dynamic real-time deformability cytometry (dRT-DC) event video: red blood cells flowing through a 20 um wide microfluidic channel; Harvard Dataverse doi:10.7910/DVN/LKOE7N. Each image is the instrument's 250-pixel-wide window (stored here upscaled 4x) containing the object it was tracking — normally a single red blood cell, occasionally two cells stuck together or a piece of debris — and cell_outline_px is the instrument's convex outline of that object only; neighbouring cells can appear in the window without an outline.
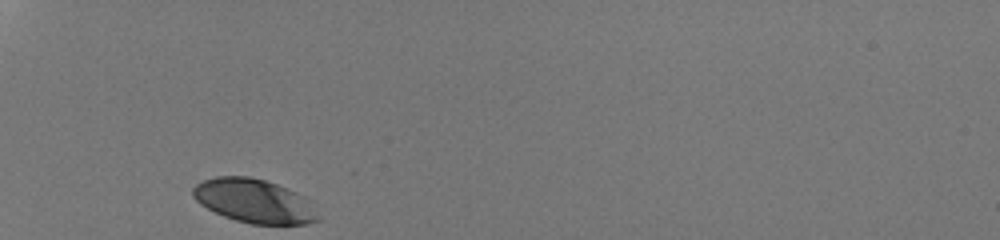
{"species": "human", "species_latin": "Homo sapiens", "temperature_condition": "room temperature", "stored_images_in_passage": 27, "camera_frame_rate_fps": 3000, "um_per_image_px": 0.085, "donor": {"sex": "male"}, "frame": {"image": 1, "passage_image": 1, "time_ms": 0.0, "image_size_px": [1000, 240], "cell_outline_px": [[320, 220], [308, 224], [252, 224], [236, 220], [224, 216], [200, 204], [192, 196], [192, 188], [196, 184], [204, 180], [216, 176], [248, 176], [264, 180], [276, 184], [296, 192], [304, 196], [308, 200]], "centroid_in_image_um": [21.58, 17.08], "position_along_channel_um": 63.4, "area_um2": 31.73}}
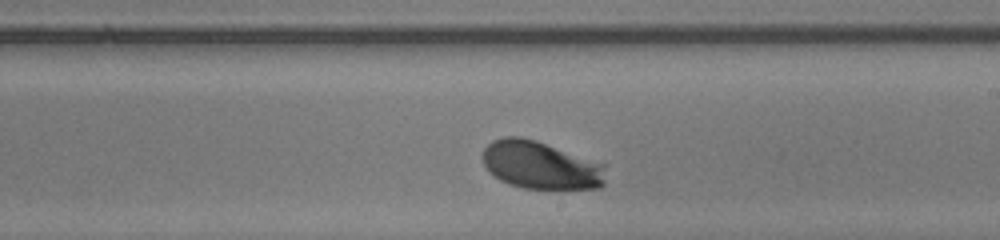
{"frame": {"image": 2, "passage_image": 16, "time_ms": 5.0, "image_size_px": [1000, 240], "cell_outline_px": [[608, 164], [604, 184], [600, 188], [524, 188], [508, 184], [500, 180], [488, 172], [484, 164], [484, 148], [492, 140], [504, 136], [520, 136], [536, 140]], "centroid_in_image_um": [46.0, 14.03], "position_along_channel_um": 243.0, "area_um2": 34.74}}
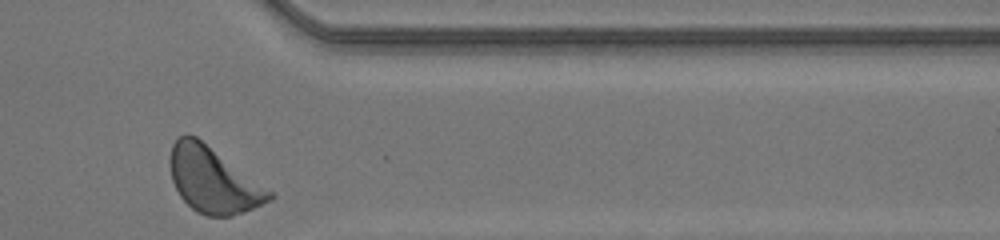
{"frame": {"image": 3, "passage_image": 27, "time_ms": 8.667, "image_size_px": [1000, 240], "cell_outline_px": [[276, 196], [272, 200], [232, 216], [204, 216], [196, 212], [180, 196], [172, 180], [168, 160], [172, 144], [180, 136], [188, 132], [196, 136], [272, 192]], "centroid_in_image_um": [18.07, 15.3], "position_along_channel_um": 393.3, "area_um2": 37.63}, "authors_computed_cell_mechanics": {"area_um2": 33.9864, "velocity_mm_per_s": 4.1279, "shape_relaxation_time_tau1_ms": 1.3741, "shape_relaxation_time_tau2_ms": null, "deformation_change_tau1": 0.1274, "deformation_change_tau2": null}}